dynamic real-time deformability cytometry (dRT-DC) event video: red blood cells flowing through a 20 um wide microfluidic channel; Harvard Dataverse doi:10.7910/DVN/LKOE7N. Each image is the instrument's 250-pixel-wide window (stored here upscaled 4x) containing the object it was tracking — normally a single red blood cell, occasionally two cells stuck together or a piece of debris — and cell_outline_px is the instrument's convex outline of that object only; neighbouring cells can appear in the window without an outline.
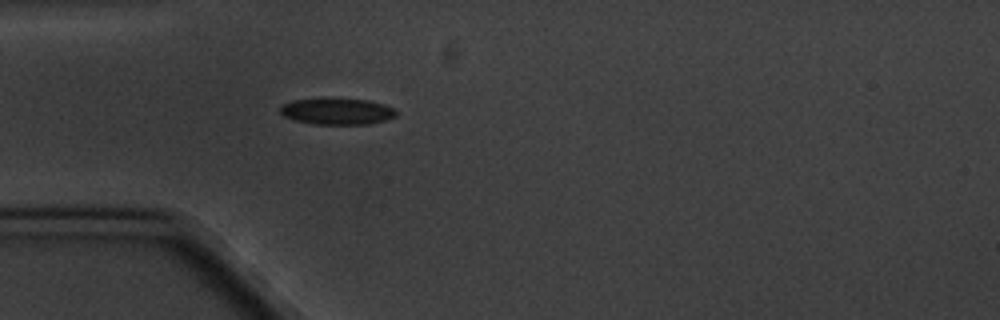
{"species": "common noctule bat (a hibernating species)", "species_latin": "Nyctalus noctula", "temperature_condition": "cold", "stored_images_in_passage": 4, "camera_frame_rate_fps": 3000, "um_per_image_px": 0.085, "animal": {"sex": "male", "body_mass_g": 20.1, "forearm_length_mm": 53.5}, "frame": {"image": 1, "passage_image": 4, "time_ms": 4.333, "image_size_px": [1000, 320], "cell_outline_px": [[396, 116], [384, 120], [368, 124], [312, 124], [296, 120], [284, 116], [280, 112], [280, 108], [284, 104], [292, 100], [368, 100], [384, 104], [392, 108], [396, 112]], "centroid_in_image_um": [28.66, 9.49], "position_along_channel_um": 56.3, "area_um2": 17.17}}